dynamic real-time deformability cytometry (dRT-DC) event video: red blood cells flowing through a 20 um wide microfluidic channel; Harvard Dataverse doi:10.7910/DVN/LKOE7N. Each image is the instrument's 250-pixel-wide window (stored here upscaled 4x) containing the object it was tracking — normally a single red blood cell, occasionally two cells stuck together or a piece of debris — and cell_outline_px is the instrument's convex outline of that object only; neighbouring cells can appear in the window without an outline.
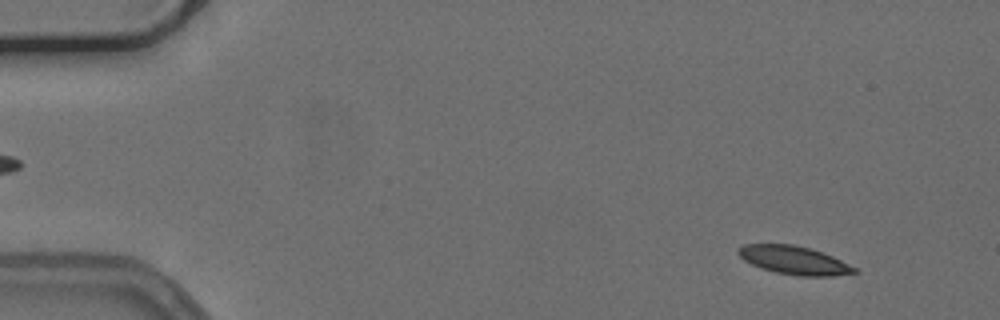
{"species": "common noctule bat (a hibernating species)", "species_latin": "Nyctalus noctula", "temperature_condition": "cold", "stored_images_in_passage": 55, "camera_frame_rate_fps": 3000, "um_per_image_px": 0.085, "animal": {"sex": "female", "body_mass_g": 24.6, "forearm_length_mm": 56.2}, "frame": {"image": 1, "passage_image": 5, "time_ms": 1.333, "image_size_px": [1000, 320], "cell_outline_px": [[860, 272], [832, 276], [800, 276], [776, 272], [760, 268], [744, 260], [736, 252], [736, 248], [744, 244], [792, 244], [812, 248], [832, 256], [856, 268]], "centroid_in_image_um": [67.47, 22.11], "position_along_channel_um": 17.5, "area_um2": 19.25}}
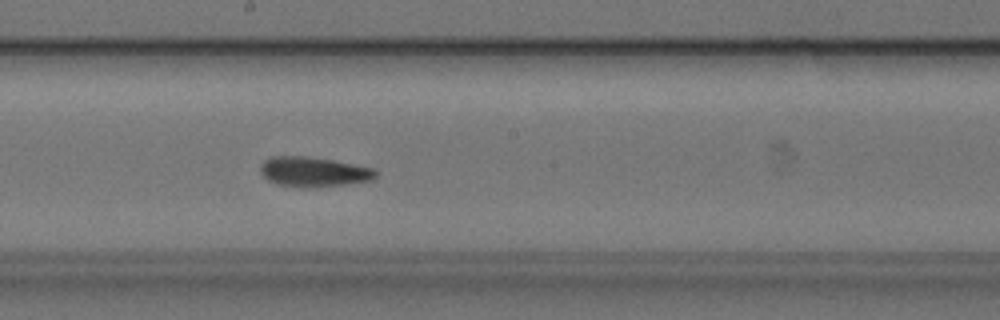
{"frame": {"image": 2, "passage_image": 30, "time_ms": 9.667, "image_size_px": [1000, 320], "cell_outline_px": [[376, 176], [372, 180], [316, 188], [296, 188], [276, 184], [268, 180], [260, 172], [260, 164], [264, 160], [272, 156], [308, 156], [332, 160], [376, 168]], "centroid_in_image_um": [26.63, 14.61], "position_along_channel_um": 221.6, "area_um2": 20.4}}
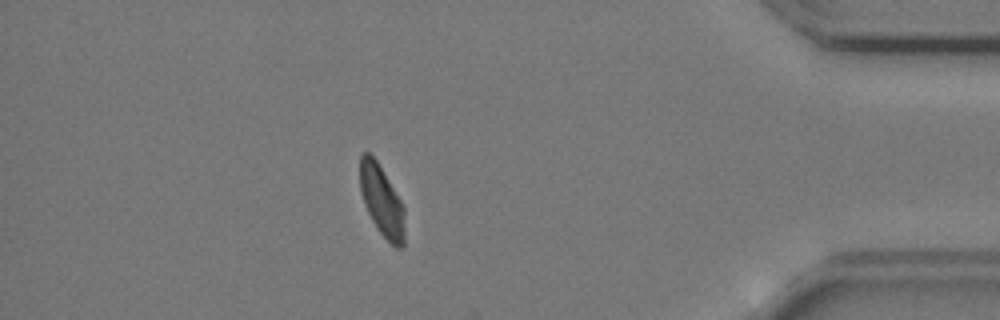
{"frame": {"image": 3, "passage_image": 48, "time_ms": 15.667, "image_size_px": [1000, 320], "cell_outline_px": [[404, 244], [400, 248], [396, 248], [376, 228], [364, 204], [360, 188], [360, 156], [364, 152], [368, 152], [376, 160], [404, 204]], "centroid_in_image_um": [32.46, 17.07], "position_along_channel_um": 402.7, "area_um2": 18.38}, "authors_computed_cell_mechanics": {"area_um2": 19.652, "velocity_mm_per_s": 3.7263, "shape_relaxation_time_tau1_ms": 6.6381, "shape_relaxation_time_tau2_ms": 1.2948, "deformation_change_tau1": 0.1935, "deformation_change_tau2": 0.0834}}